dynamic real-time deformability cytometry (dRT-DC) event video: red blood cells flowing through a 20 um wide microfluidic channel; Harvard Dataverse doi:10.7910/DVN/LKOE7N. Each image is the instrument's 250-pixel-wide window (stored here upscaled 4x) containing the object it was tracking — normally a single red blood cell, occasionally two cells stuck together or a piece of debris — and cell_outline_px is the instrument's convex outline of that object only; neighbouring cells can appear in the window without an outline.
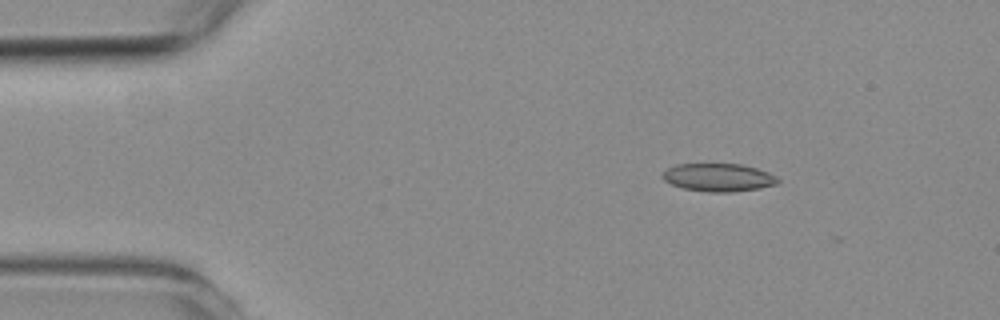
{"species": "common noctule bat (a hibernating species)", "species_latin": "Nyctalus noctula", "temperature_condition": "room temperature", "stored_images_in_passage": 6, "camera_frame_rate_fps": 3000, "um_per_image_px": 0.085, "animal": {"sex": "female", "body_mass_g": 19.3, "forearm_length_mm": 54.1}, "frame": {"image": 1, "passage_image": 3, "time_ms": 2.333, "image_size_px": [1000, 320], "cell_outline_px": [[780, 180], [776, 184], [760, 188], [732, 192], [708, 192], [684, 188], [672, 184], [664, 180], [660, 176], [668, 168], [676, 164], [740, 164], [756, 168], [768, 172], [776, 176]], "centroid_in_image_um": [61.07, 15.08], "position_along_channel_um": 23.9, "area_um2": 18.73}}
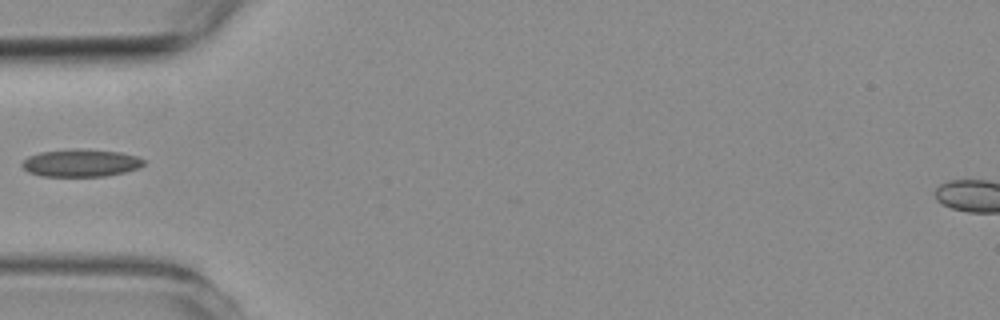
{"frame": {"image": 2, "passage_image": 6, "time_ms": 5.667, "image_size_px": [1000, 320], "cell_outline_px": [[144, 164], [140, 168], [124, 172], [104, 176], [40, 176], [28, 172], [20, 164], [28, 156], [40, 152], [120, 152], [136, 156], [144, 160]], "centroid_in_image_um": [6.86, 13.91], "position_along_channel_um": 78.1, "area_um2": 18.38}}